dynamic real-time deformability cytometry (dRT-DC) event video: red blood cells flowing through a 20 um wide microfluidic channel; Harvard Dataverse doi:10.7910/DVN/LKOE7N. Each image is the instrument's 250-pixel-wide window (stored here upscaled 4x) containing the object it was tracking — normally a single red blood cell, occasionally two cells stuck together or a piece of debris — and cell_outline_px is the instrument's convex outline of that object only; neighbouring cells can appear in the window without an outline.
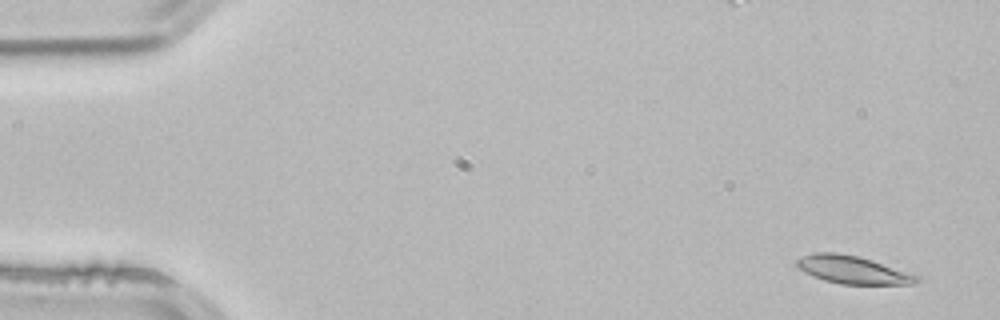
{"species": "common noctule bat (a hibernating species)", "species_latin": "Nyctalus noctula", "temperature_condition": "room temperature", "stored_images_in_passage": 4, "camera_frame_rate_fps": 3000, "um_per_image_px": 0.085, "animal": {"sex": "male", "body_mass_g": 21.5, "forearm_length_mm": 52.0}, "frame": {"image": 1, "passage_image": 1, "time_ms": 0.0, "image_size_px": [1000, 320], "cell_outline_px": [[920, 280], [916, 284], [840, 284], [824, 280], [812, 276], [804, 272], [796, 264], [796, 260], [804, 256], [816, 252], [836, 252], [860, 256], [920, 276]], "centroid_in_image_um": [72.5, 22.93], "position_along_channel_um": 12.5, "area_um2": 19.42}}
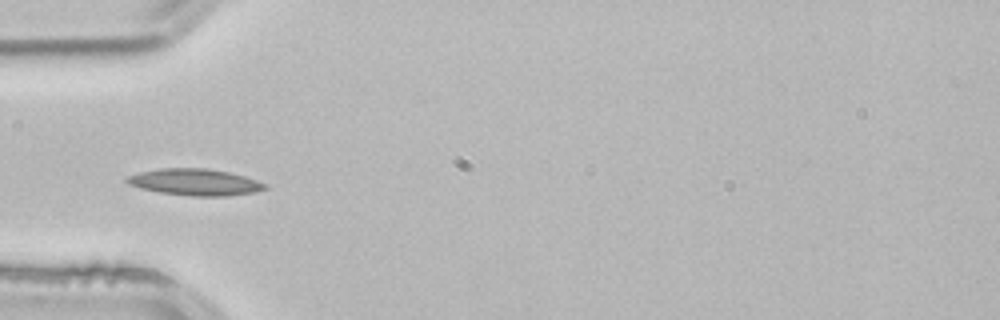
{"frame": {"image": 2, "passage_image": 4, "time_ms": 1.0, "image_size_px": [1000, 320], "cell_outline_px": [[268, 188], [256, 192], [228, 196], [192, 196], [160, 192], [140, 188], [128, 184], [124, 180], [128, 176], [140, 172], [160, 168], [208, 168], [228, 172], [244, 176], [268, 184]], "centroid_in_image_um": [16.6, 15.48], "position_along_channel_um": 68.4, "area_um2": 21.44}}